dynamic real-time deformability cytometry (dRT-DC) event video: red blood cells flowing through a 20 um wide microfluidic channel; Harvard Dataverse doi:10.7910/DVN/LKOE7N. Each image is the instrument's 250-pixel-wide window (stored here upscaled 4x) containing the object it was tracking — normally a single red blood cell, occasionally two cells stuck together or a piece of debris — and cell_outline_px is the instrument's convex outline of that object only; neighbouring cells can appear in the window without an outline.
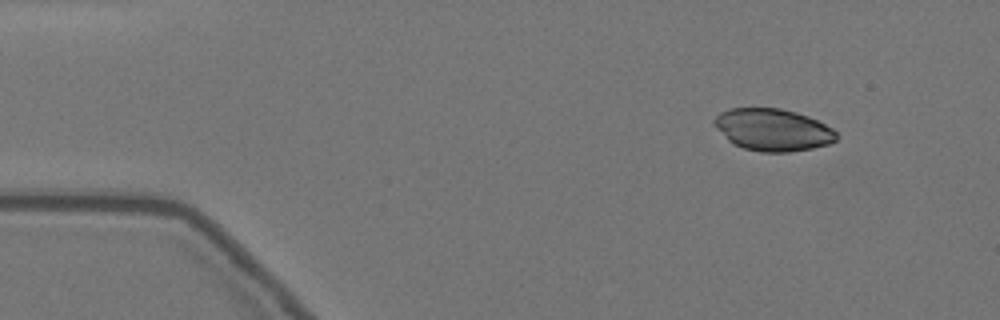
{"species": "Egyptian fruit bat (a non-hibernating species)", "species_latin": "Rousettus aegyptiacus", "temperature_condition": "warm", "stored_images_in_passage": 13, "camera_frame_rate_fps": 3000, "um_per_image_px": 0.085, "animal": {"sex": "female"}, "frame": {"image": 1, "passage_image": 1, "time_ms": 0.0, "image_size_px": [1000, 320], "cell_outline_px": [[836, 140], [828, 144], [812, 148], [788, 152], [760, 152], [744, 148], [732, 144], [716, 128], [712, 120], [720, 112], [732, 108], [780, 108], [796, 112], [808, 116], [832, 128], [836, 132]], "centroid_in_image_um": [65.66, 11.03], "position_along_channel_um": 19.3, "area_um2": 29.94}}
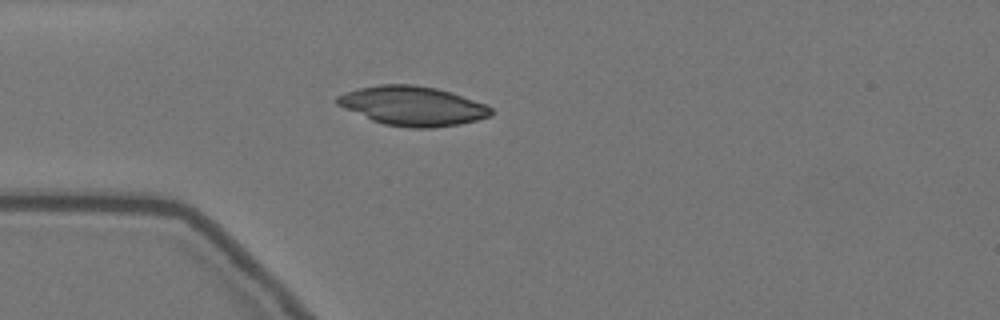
{"frame": {"image": 2, "passage_image": 10, "time_ms": 3.0, "image_size_px": [1000, 320], "cell_outline_px": [[492, 116], [460, 124], [432, 128], [412, 128], [384, 124], [372, 120], [344, 108], [336, 104], [336, 96], [344, 92], [360, 88], [380, 84], [412, 84], [436, 88], [452, 92], [484, 104], [492, 108]], "centroid_in_image_um": [35.07, 9.0], "position_along_channel_um": 49.9, "area_um2": 35.2}}